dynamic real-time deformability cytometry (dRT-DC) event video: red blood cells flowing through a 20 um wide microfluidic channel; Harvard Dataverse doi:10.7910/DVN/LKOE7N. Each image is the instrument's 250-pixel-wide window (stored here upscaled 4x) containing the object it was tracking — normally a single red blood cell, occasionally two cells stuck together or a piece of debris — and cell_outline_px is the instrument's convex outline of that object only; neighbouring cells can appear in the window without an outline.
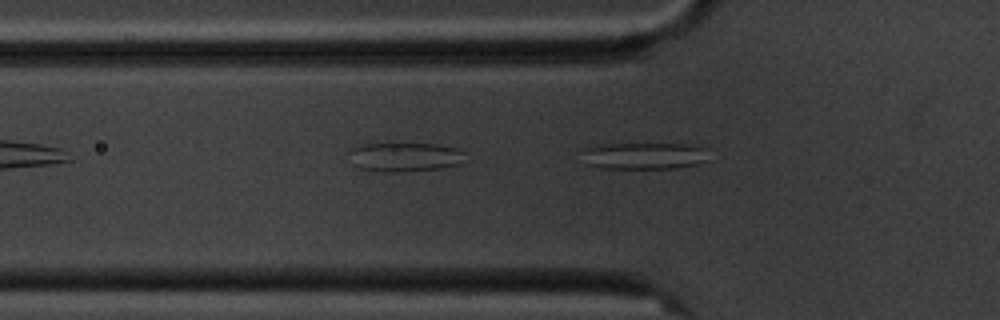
{"species": "common noctule bat (a hibernating species)", "species_latin": "Nyctalus noctula", "temperature_condition": "cold", "stored_images_in_passage": 5, "camera_frame_rate_fps": 3000, "um_per_image_px": 0.085, "animal": {"sex": "male", "body_mass_g": 20.1, "forearm_length_mm": 53.5}, "frame": {"image": 1, "passage_image": 5, "time_ms": 4.333, "image_size_px": [1000, 320], "cell_outline_px": [[708, 160], [700, 164], [676, 168], [596, 168], [588, 164], [584, 152], [584, 148], [596, 144], [696, 144], [708, 148]], "centroid_in_image_um": [54.86, 13.23], "position_along_channel_um": 70.9, "area_um2": 20.06}}